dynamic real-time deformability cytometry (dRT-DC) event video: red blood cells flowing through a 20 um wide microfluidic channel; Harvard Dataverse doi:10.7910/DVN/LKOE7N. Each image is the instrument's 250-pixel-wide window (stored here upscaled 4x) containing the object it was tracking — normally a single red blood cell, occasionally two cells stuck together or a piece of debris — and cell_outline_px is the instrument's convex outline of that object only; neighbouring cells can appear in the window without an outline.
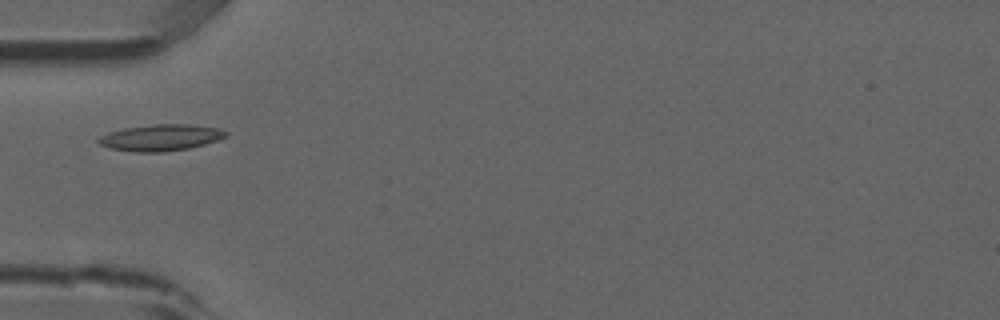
{"species": "common noctule bat (a hibernating species)", "species_latin": "Nyctalus noctula", "temperature_condition": "room temperature", "stored_images_in_passage": 4, "camera_frame_rate_fps": 3000, "um_per_image_px": 0.085, "animal": {"sex": "male", "forearm_length_mm": 52.5}, "frame": {"image": 1, "passage_image": 4, "time_ms": 1.0, "image_size_px": [1000, 320], "cell_outline_px": [[228, 136], [220, 140], [188, 148], [160, 152], [136, 152], [112, 148], [100, 144], [96, 140], [100, 136], [108, 132], [124, 128], [152, 124], [196, 124], [216, 128], [228, 132]], "centroid_in_image_um": [13.69, 11.68], "position_along_channel_um": 71.3, "area_um2": 19.59}}